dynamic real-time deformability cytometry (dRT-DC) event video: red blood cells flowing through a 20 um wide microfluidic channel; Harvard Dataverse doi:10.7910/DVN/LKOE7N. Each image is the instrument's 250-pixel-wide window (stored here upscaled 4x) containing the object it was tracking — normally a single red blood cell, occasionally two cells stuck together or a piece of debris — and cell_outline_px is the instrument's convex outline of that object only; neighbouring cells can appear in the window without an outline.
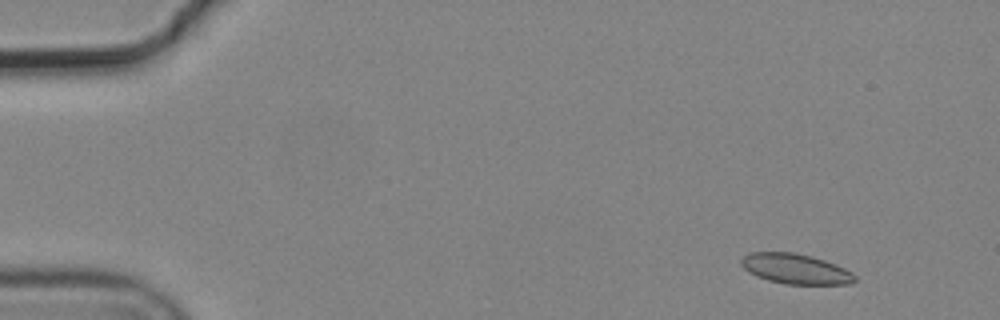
{"species": "common noctule bat (a hibernating species)", "species_latin": "Nyctalus noctula", "temperature_condition": "cold", "stored_images_in_passage": 5, "camera_frame_rate_fps": 3000, "um_per_image_px": 0.085, "animal": {"sex": "male", "body_mass_g": 19.2, "forearm_length_mm": 51.8}, "frame": {"image": 1, "passage_image": 2, "time_ms": 0.333, "image_size_px": [1000, 320], "cell_outline_px": [[856, 280], [852, 284], [784, 284], [768, 280], [756, 276], [748, 272], [740, 264], [740, 260], [748, 252], [792, 252], [812, 256], [836, 264], [852, 272], [856, 276]], "centroid_in_image_um": [67.61, 22.85], "position_along_channel_um": 17.4, "area_um2": 20.11}}
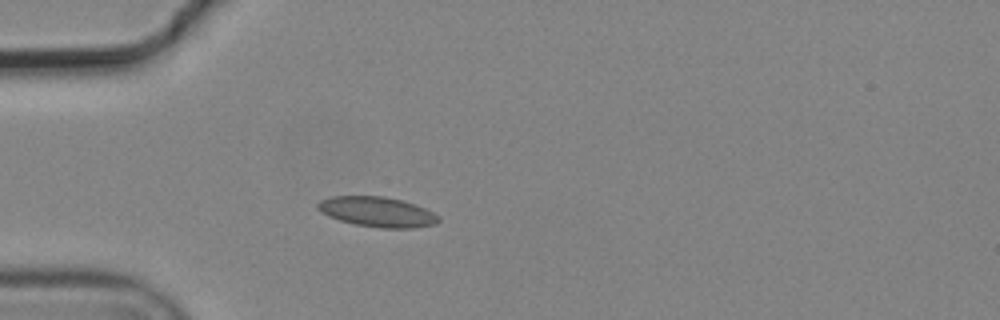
{"frame": {"image": 2, "passage_image": 5, "time_ms": 1.333, "image_size_px": [1000, 320], "cell_outline_px": [[440, 220], [436, 224], [412, 228], [380, 228], [352, 224], [328, 216], [320, 212], [316, 208], [316, 204], [320, 200], [332, 196], [384, 196], [400, 200], [424, 208], [440, 216]], "centroid_in_image_um": [32.03, 18.01], "position_along_channel_um": 53.0, "area_um2": 21.21}}